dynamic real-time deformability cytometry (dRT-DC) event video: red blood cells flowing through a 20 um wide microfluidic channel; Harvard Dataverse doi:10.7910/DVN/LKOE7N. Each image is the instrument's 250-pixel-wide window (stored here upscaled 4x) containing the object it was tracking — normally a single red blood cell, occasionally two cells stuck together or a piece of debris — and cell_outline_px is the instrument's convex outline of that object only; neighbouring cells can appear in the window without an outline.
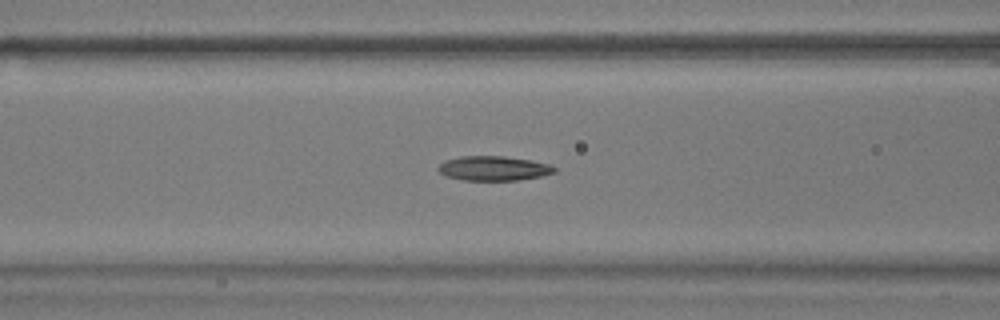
{"species": "common noctule bat (a hibernating species)", "species_latin": "Nyctalus noctula", "temperature_condition": "warm", "stored_images_in_passage": 56, "camera_frame_rate_fps": 3000, "um_per_image_px": 0.085, "animal": {"sex": "male", "body_mass_g": 17.9}, "frame": {"image": 1, "passage_image": 22, "time_ms": 7.0, "image_size_px": [1000, 320], "cell_outline_px": [[556, 172], [540, 176], [516, 180], [460, 180], [444, 176], [436, 168], [444, 160], [460, 156], [504, 156], [528, 160], [548, 164], [556, 168]], "centroid_in_image_um": [41.89, 14.31], "position_along_channel_um": 124.7, "area_um2": 16.59}}
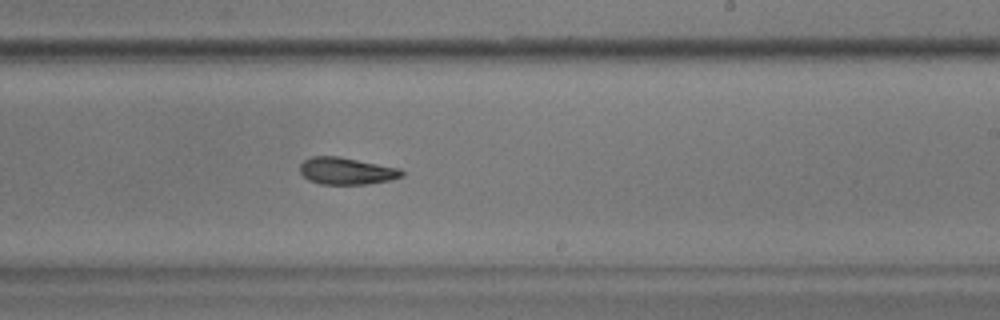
{"frame": {"image": 2, "passage_image": 33, "time_ms": 10.667, "image_size_px": [1000, 320], "cell_outline_px": [[404, 176], [392, 180], [368, 184], [320, 184], [308, 180], [300, 172], [300, 164], [304, 160], [312, 156], [340, 156], [400, 168], [404, 172]], "centroid_in_image_um": [29.47, 14.53], "position_along_channel_um": 259.5, "area_um2": 16.24}}
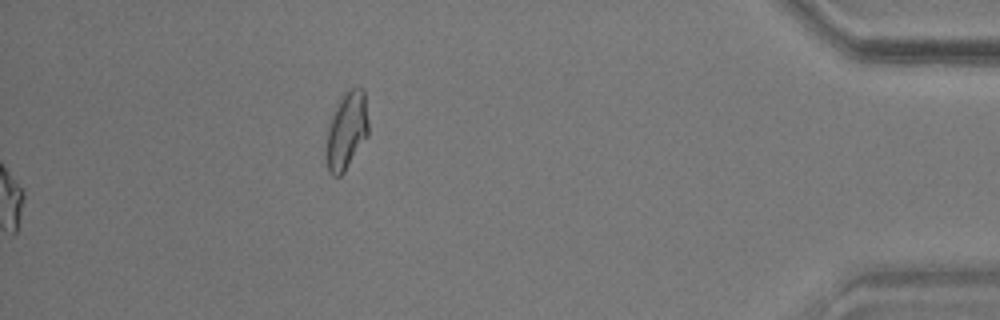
{"frame": {"image": 3, "passage_image": 56, "time_ms": 18.333, "image_size_px": [1000, 320], "cell_outline_px": [[368, 136], [344, 172], [340, 176], [332, 176], [328, 172], [324, 156], [328, 128], [332, 116], [340, 100], [348, 88], [356, 84], [364, 88], [368, 120]], "centroid_in_image_um": [29.46, 11.11], "position_along_channel_um": 405.7, "area_um2": 19.42}, "authors_computed_cell_mechanics": {"area_um2": 16.6464, "velocity_mm_per_s": 3.6863, "shape_relaxation_time_tau1_ms": 9.1403, "shape_relaxation_time_tau2_ms": 4.3119, "deformation_change_tau1": 0.1912, "deformation_change_tau2": 0.1084}}